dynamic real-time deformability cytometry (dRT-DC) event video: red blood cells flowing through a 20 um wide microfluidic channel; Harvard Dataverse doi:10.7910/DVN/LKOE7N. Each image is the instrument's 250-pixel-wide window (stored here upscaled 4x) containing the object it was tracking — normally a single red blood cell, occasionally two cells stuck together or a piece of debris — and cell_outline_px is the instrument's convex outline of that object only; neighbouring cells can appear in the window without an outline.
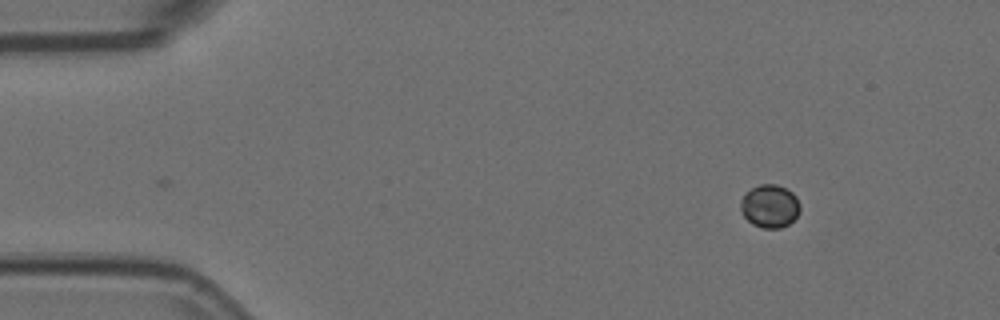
{"species": "Egyptian fruit bat (a non-hibernating species)", "species_latin": "Rousettus aegyptiacus", "temperature_condition": "room temperature", "stored_images_in_passage": 43, "camera_frame_rate_fps": 3000, "um_per_image_px": 0.085, "animal": {"sex": "female"}, "frame": {"image": 1, "passage_image": 1, "time_ms": 0.0, "image_size_px": [1000, 320], "cell_outline_px": [[800, 212], [788, 224], [780, 228], [764, 228], [752, 224], [744, 216], [740, 208], [740, 200], [752, 188], [760, 184], [776, 184], [792, 192], [796, 196], [800, 204]], "centroid_in_image_um": [65.44, 17.52], "position_along_channel_um": 19.6, "area_um2": 14.8}}
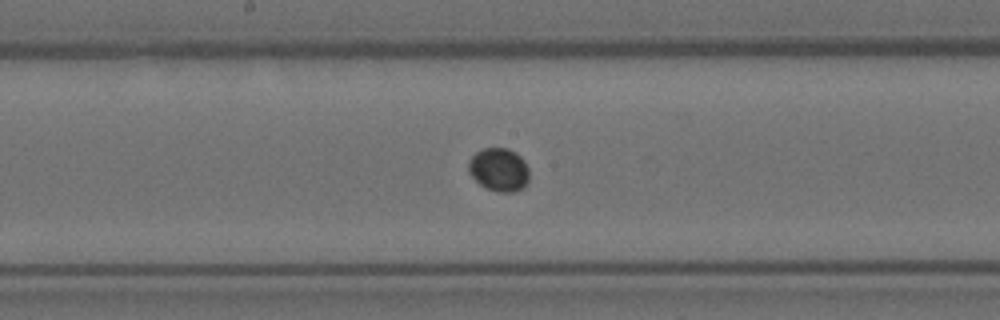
{"frame": {"image": 2, "passage_image": 23, "time_ms": 7.333, "image_size_px": [1000, 320], "cell_outline_px": [[528, 184], [524, 188], [516, 192], [500, 192], [484, 188], [468, 172], [468, 160], [476, 152], [484, 148], [508, 148], [516, 152], [524, 160], [528, 168]], "centroid_in_image_um": [42.42, 14.43], "position_along_channel_um": 205.8, "area_um2": 15.55}}
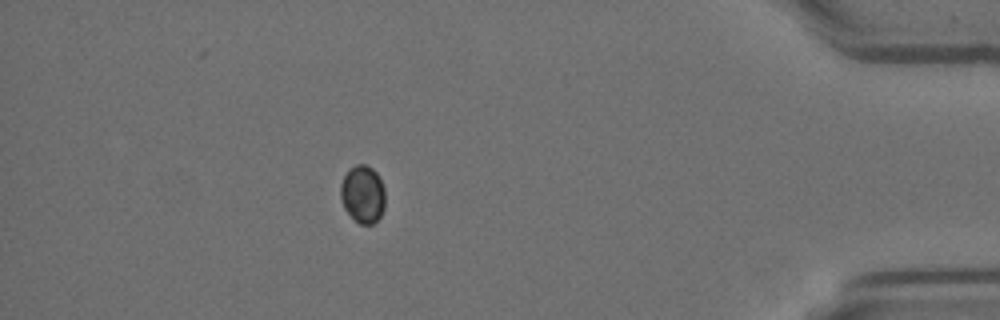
{"frame": {"image": 3, "passage_image": 43, "time_ms": 14.0, "image_size_px": [1000, 320], "cell_outline_px": [[384, 208], [380, 216], [372, 224], [360, 224], [344, 208], [340, 196], [340, 184], [344, 176], [356, 164], [364, 164], [372, 168], [376, 172], [384, 188]], "centroid_in_image_um": [30.83, 16.5], "position_along_channel_um": 404.4, "area_um2": 14.74}}